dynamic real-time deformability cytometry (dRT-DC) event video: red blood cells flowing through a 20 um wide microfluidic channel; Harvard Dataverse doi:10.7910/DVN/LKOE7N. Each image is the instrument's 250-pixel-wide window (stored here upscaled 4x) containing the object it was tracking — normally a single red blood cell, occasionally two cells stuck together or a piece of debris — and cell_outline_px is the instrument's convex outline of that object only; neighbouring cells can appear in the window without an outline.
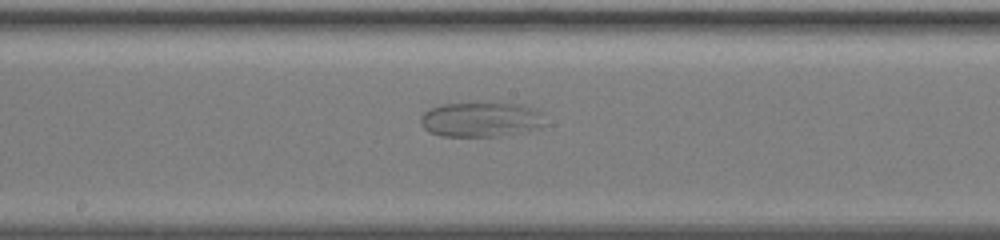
{"species": "common noctule bat (a hibernating species)", "species_latin": "Nyctalus noctula", "temperature_condition": "warm", "stored_images_in_passage": 60, "camera_frame_rate_fps": 3000, "um_per_image_px": 0.085, "animal": {"sex": "female", "body_mass_g": 19.5, "forearm_length_mm": 54.1}, "frame": {"image": 1, "passage_image": 28, "time_ms": 9.0, "image_size_px": [1000, 240], "cell_outline_px": [[548, 124], [540, 128], [496, 136], [440, 136], [428, 132], [420, 124], [420, 116], [424, 112], [440, 104], [520, 104], [544, 112]], "centroid_in_image_um": [40.91, 10.17], "position_along_channel_um": 207.3, "area_um2": 25.26}}
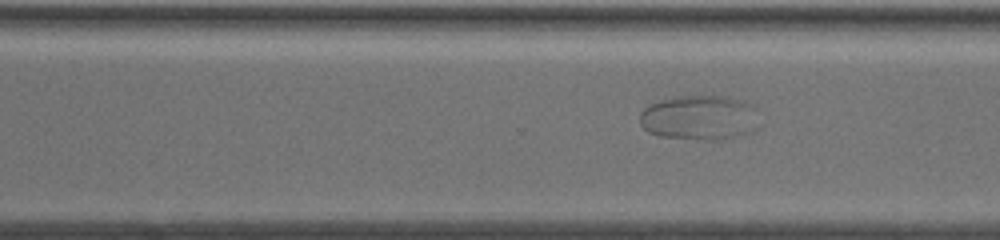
{"frame": {"image": 2, "passage_image": 39, "time_ms": 12.667, "image_size_px": [1000, 240], "cell_outline_px": [[756, 132], [736, 136], [712, 140], [704, 140], [660, 136], [648, 132], [640, 124], [640, 112], [644, 108], [660, 100], [676, 96], [724, 96], [744, 100], [752, 104], [756, 108]], "centroid_in_image_um": [59.47, 10.0], "position_along_channel_um": 311.1, "area_um2": 31.33}}
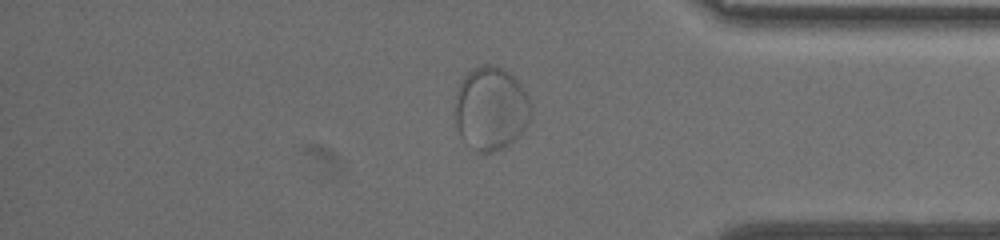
{"frame": {"image": 3, "passage_image": 49, "time_ms": 16.0, "image_size_px": [1000, 240], "cell_outline_px": [[528, 120], [524, 128], [516, 140], [504, 148], [492, 152], [480, 152], [464, 140], [460, 136], [456, 124], [456, 92], [460, 80], [468, 72], [484, 64], [496, 64], [508, 72], [520, 84], [528, 100]], "centroid_in_image_um": [41.69, 9.21], "position_along_channel_um": 393.5, "area_um2": 36.36}}